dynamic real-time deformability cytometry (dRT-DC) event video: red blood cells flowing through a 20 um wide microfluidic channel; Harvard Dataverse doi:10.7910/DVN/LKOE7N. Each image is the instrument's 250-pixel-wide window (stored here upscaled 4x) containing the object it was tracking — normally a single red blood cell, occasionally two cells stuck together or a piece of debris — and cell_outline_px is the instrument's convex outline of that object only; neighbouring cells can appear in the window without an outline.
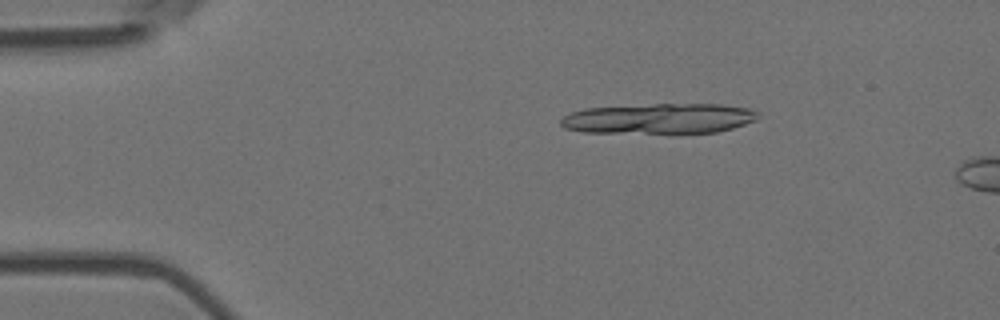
{"species": "Egyptian fruit bat (a non-hibernating species)", "species_latin": "Rousettus aegyptiacus", "temperature_condition": "room temperature", "stored_images_in_passage": 5, "camera_frame_rate_fps": 3000, "um_per_image_px": 0.085, "animal": {"sex": "female"}, "frame": {"image": 1, "passage_image": 3, "time_ms": 0.667, "image_size_px": [1000, 320], "cell_outline_px": [[760, 116], [756, 120], [732, 128], [716, 132], [580, 132], [564, 128], [560, 124], [560, 120], [564, 116], [572, 112], [584, 108], [652, 104], [720, 104], [748, 108], [760, 112]], "centroid_in_image_um": [56.03, 10.06], "position_along_channel_um": 29.0, "area_um2": 34.62}}